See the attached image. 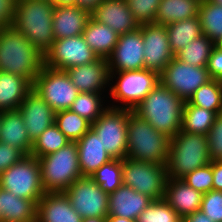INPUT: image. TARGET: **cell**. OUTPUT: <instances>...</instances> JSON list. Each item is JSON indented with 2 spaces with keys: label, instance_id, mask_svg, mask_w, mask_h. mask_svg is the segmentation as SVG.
Returning a JSON list of instances; mask_svg holds the SVG:
<instances>
[{
  "label": "cell",
  "instance_id": "obj_1",
  "mask_svg": "<svg viewBox=\"0 0 222 222\" xmlns=\"http://www.w3.org/2000/svg\"><path fill=\"white\" fill-rule=\"evenodd\" d=\"M44 66L42 54L13 26L0 29V71L25 78L33 85Z\"/></svg>",
  "mask_w": 222,
  "mask_h": 222
},
{
  "label": "cell",
  "instance_id": "obj_2",
  "mask_svg": "<svg viewBox=\"0 0 222 222\" xmlns=\"http://www.w3.org/2000/svg\"><path fill=\"white\" fill-rule=\"evenodd\" d=\"M184 103L160 82L133 111L172 138L181 130Z\"/></svg>",
  "mask_w": 222,
  "mask_h": 222
},
{
  "label": "cell",
  "instance_id": "obj_3",
  "mask_svg": "<svg viewBox=\"0 0 222 222\" xmlns=\"http://www.w3.org/2000/svg\"><path fill=\"white\" fill-rule=\"evenodd\" d=\"M54 5L48 0H17L12 26L42 53L51 47Z\"/></svg>",
  "mask_w": 222,
  "mask_h": 222
},
{
  "label": "cell",
  "instance_id": "obj_4",
  "mask_svg": "<svg viewBox=\"0 0 222 222\" xmlns=\"http://www.w3.org/2000/svg\"><path fill=\"white\" fill-rule=\"evenodd\" d=\"M170 137L131 111L127 125V155L134 160L167 164Z\"/></svg>",
  "mask_w": 222,
  "mask_h": 222
},
{
  "label": "cell",
  "instance_id": "obj_5",
  "mask_svg": "<svg viewBox=\"0 0 222 222\" xmlns=\"http://www.w3.org/2000/svg\"><path fill=\"white\" fill-rule=\"evenodd\" d=\"M210 163L207 135L180 130L170 138L167 178L181 179L193 170Z\"/></svg>",
  "mask_w": 222,
  "mask_h": 222
},
{
  "label": "cell",
  "instance_id": "obj_6",
  "mask_svg": "<svg viewBox=\"0 0 222 222\" xmlns=\"http://www.w3.org/2000/svg\"><path fill=\"white\" fill-rule=\"evenodd\" d=\"M38 162L45 192H65L75 180L82 177L76 142L38 158Z\"/></svg>",
  "mask_w": 222,
  "mask_h": 222
},
{
  "label": "cell",
  "instance_id": "obj_7",
  "mask_svg": "<svg viewBox=\"0 0 222 222\" xmlns=\"http://www.w3.org/2000/svg\"><path fill=\"white\" fill-rule=\"evenodd\" d=\"M116 75H118L116 77ZM115 78V79H113ZM115 80V81H113ZM110 81L115 84L109 86L110 97L120 105L111 108L134 110L141 101L161 82L158 72L146 68L140 70L110 72Z\"/></svg>",
  "mask_w": 222,
  "mask_h": 222
},
{
  "label": "cell",
  "instance_id": "obj_8",
  "mask_svg": "<svg viewBox=\"0 0 222 222\" xmlns=\"http://www.w3.org/2000/svg\"><path fill=\"white\" fill-rule=\"evenodd\" d=\"M0 187L17 197L36 203L46 193L41 180L38 158L25 155L0 174Z\"/></svg>",
  "mask_w": 222,
  "mask_h": 222
},
{
  "label": "cell",
  "instance_id": "obj_9",
  "mask_svg": "<svg viewBox=\"0 0 222 222\" xmlns=\"http://www.w3.org/2000/svg\"><path fill=\"white\" fill-rule=\"evenodd\" d=\"M166 165L126 157L122 160V184L153 200L165 197Z\"/></svg>",
  "mask_w": 222,
  "mask_h": 222
},
{
  "label": "cell",
  "instance_id": "obj_10",
  "mask_svg": "<svg viewBox=\"0 0 222 222\" xmlns=\"http://www.w3.org/2000/svg\"><path fill=\"white\" fill-rule=\"evenodd\" d=\"M32 89L55 111L68 110L79 91L65 70L43 66L35 77Z\"/></svg>",
  "mask_w": 222,
  "mask_h": 222
},
{
  "label": "cell",
  "instance_id": "obj_11",
  "mask_svg": "<svg viewBox=\"0 0 222 222\" xmlns=\"http://www.w3.org/2000/svg\"><path fill=\"white\" fill-rule=\"evenodd\" d=\"M132 110L111 108L99 116L91 129L112 158L124 159L127 155V125Z\"/></svg>",
  "mask_w": 222,
  "mask_h": 222
},
{
  "label": "cell",
  "instance_id": "obj_12",
  "mask_svg": "<svg viewBox=\"0 0 222 222\" xmlns=\"http://www.w3.org/2000/svg\"><path fill=\"white\" fill-rule=\"evenodd\" d=\"M206 67H197L181 62L174 57L160 74L161 83L180 97L188 101L195 91L210 81Z\"/></svg>",
  "mask_w": 222,
  "mask_h": 222
},
{
  "label": "cell",
  "instance_id": "obj_13",
  "mask_svg": "<svg viewBox=\"0 0 222 222\" xmlns=\"http://www.w3.org/2000/svg\"><path fill=\"white\" fill-rule=\"evenodd\" d=\"M98 55L85 42L81 35L55 39L44 54V66L67 70L98 60Z\"/></svg>",
  "mask_w": 222,
  "mask_h": 222
},
{
  "label": "cell",
  "instance_id": "obj_14",
  "mask_svg": "<svg viewBox=\"0 0 222 222\" xmlns=\"http://www.w3.org/2000/svg\"><path fill=\"white\" fill-rule=\"evenodd\" d=\"M65 194L70 199L73 209L82 218L108 216L109 194L103 191L91 177L82 176L75 180Z\"/></svg>",
  "mask_w": 222,
  "mask_h": 222
},
{
  "label": "cell",
  "instance_id": "obj_15",
  "mask_svg": "<svg viewBox=\"0 0 222 222\" xmlns=\"http://www.w3.org/2000/svg\"><path fill=\"white\" fill-rule=\"evenodd\" d=\"M144 44V68L161 74L175 57L172 53L166 25L156 23L140 25Z\"/></svg>",
  "mask_w": 222,
  "mask_h": 222
},
{
  "label": "cell",
  "instance_id": "obj_16",
  "mask_svg": "<svg viewBox=\"0 0 222 222\" xmlns=\"http://www.w3.org/2000/svg\"><path fill=\"white\" fill-rule=\"evenodd\" d=\"M107 61L110 72L144 69V44L141 29L119 35L118 42Z\"/></svg>",
  "mask_w": 222,
  "mask_h": 222
},
{
  "label": "cell",
  "instance_id": "obj_17",
  "mask_svg": "<svg viewBox=\"0 0 222 222\" xmlns=\"http://www.w3.org/2000/svg\"><path fill=\"white\" fill-rule=\"evenodd\" d=\"M18 110L32 142L45 129L55 124L56 112L33 89L27 93Z\"/></svg>",
  "mask_w": 222,
  "mask_h": 222
},
{
  "label": "cell",
  "instance_id": "obj_18",
  "mask_svg": "<svg viewBox=\"0 0 222 222\" xmlns=\"http://www.w3.org/2000/svg\"><path fill=\"white\" fill-rule=\"evenodd\" d=\"M66 72L79 92L102 93L107 85H112L108 61L105 58L68 68Z\"/></svg>",
  "mask_w": 222,
  "mask_h": 222
},
{
  "label": "cell",
  "instance_id": "obj_19",
  "mask_svg": "<svg viewBox=\"0 0 222 222\" xmlns=\"http://www.w3.org/2000/svg\"><path fill=\"white\" fill-rule=\"evenodd\" d=\"M91 17L108 25L118 35L135 31L139 24L135 21L126 0H103L92 12Z\"/></svg>",
  "mask_w": 222,
  "mask_h": 222
},
{
  "label": "cell",
  "instance_id": "obj_20",
  "mask_svg": "<svg viewBox=\"0 0 222 222\" xmlns=\"http://www.w3.org/2000/svg\"><path fill=\"white\" fill-rule=\"evenodd\" d=\"M65 192H46L37 203L36 222H81Z\"/></svg>",
  "mask_w": 222,
  "mask_h": 222
},
{
  "label": "cell",
  "instance_id": "obj_21",
  "mask_svg": "<svg viewBox=\"0 0 222 222\" xmlns=\"http://www.w3.org/2000/svg\"><path fill=\"white\" fill-rule=\"evenodd\" d=\"M153 201L149 196L121 185L109 194L108 215L137 220L139 214Z\"/></svg>",
  "mask_w": 222,
  "mask_h": 222
},
{
  "label": "cell",
  "instance_id": "obj_22",
  "mask_svg": "<svg viewBox=\"0 0 222 222\" xmlns=\"http://www.w3.org/2000/svg\"><path fill=\"white\" fill-rule=\"evenodd\" d=\"M90 17L89 11L76 5L55 7L52 19L54 39L81 35Z\"/></svg>",
  "mask_w": 222,
  "mask_h": 222
},
{
  "label": "cell",
  "instance_id": "obj_23",
  "mask_svg": "<svg viewBox=\"0 0 222 222\" xmlns=\"http://www.w3.org/2000/svg\"><path fill=\"white\" fill-rule=\"evenodd\" d=\"M203 194L182 179L167 178L164 200L184 218L201 208Z\"/></svg>",
  "mask_w": 222,
  "mask_h": 222
},
{
  "label": "cell",
  "instance_id": "obj_24",
  "mask_svg": "<svg viewBox=\"0 0 222 222\" xmlns=\"http://www.w3.org/2000/svg\"><path fill=\"white\" fill-rule=\"evenodd\" d=\"M76 144L82 176L91 177L103 164L113 159L103 147L100 137L91 128L76 141Z\"/></svg>",
  "mask_w": 222,
  "mask_h": 222
},
{
  "label": "cell",
  "instance_id": "obj_25",
  "mask_svg": "<svg viewBox=\"0 0 222 222\" xmlns=\"http://www.w3.org/2000/svg\"><path fill=\"white\" fill-rule=\"evenodd\" d=\"M0 141L19 149L24 155H30L33 142L28 137L19 110L1 112Z\"/></svg>",
  "mask_w": 222,
  "mask_h": 222
},
{
  "label": "cell",
  "instance_id": "obj_26",
  "mask_svg": "<svg viewBox=\"0 0 222 222\" xmlns=\"http://www.w3.org/2000/svg\"><path fill=\"white\" fill-rule=\"evenodd\" d=\"M0 211L4 222H36L37 203L0 187Z\"/></svg>",
  "mask_w": 222,
  "mask_h": 222
},
{
  "label": "cell",
  "instance_id": "obj_27",
  "mask_svg": "<svg viewBox=\"0 0 222 222\" xmlns=\"http://www.w3.org/2000/svg\"><path fill=\"white\" fill-rule=\"evenodd\" d=\"M31 89L25 78L0 71V112L18 110Z\"/></svg>",
  "mask_w": 222,
  "mask_h": 222
},
{
  "label": "cell",
  "instance_id": "obj_28",
  "mask_svg": "<svg viewBox=\"0 0 222 222\" xmlns=\"http://www.w3.org/2000/svg\"><path fill=\"white\" fill-rule=\"evenodd\" d=\"M82 36L98 57L105 59L112 54L119 38L112 28L95 21L92 17L88 20Z\"/></svg>",
  "mask_w": 222,
  "mask_h": 222
},
{
  "label": "cell",
  "instance_id": "obj_29",
  "mask_svg": "<svg viewBox=\"0 0 222 222\" xmlns=\"http://www.w3.org/2000/svg\"><path fill=\"white\" fill-rule=\"evenodd\" d=\"M197 0H161L154 23L167 25L198 16Z\"/></svg>",
  "mask_w": 222,
  "mask_h": 222
},
{
  "label": "cell",
  "instance_id": "obj_30",
  "mask_svg": "<svg viewBox=\"0 0 222 222\" xmlns=\"http://www.w3.org/2000/svg\"><path fill=\"white\" fill-rule=\"evenodd\" d=\"M169 46L174 55L186 47L193 39L203 34L198 16L166 25Z\"/></svg>",
  "mask_w": 222,
  "mask_h": 222
},
{
  "label": "cell",
  "instance_id": "obj_31",
  "mask_svg": "<svg viewBox=\"0 0 222 222\" xmlns=\"http://www.w3.org/2000/svg\"><path fill=\"white\" fill-rule=\"evenodd\" d=\"M216 115L214 111L191 105L186 101L183 106L181 130L207 135L214 124Z\"/></svg>",
  "mask_w": 222,
  "mask_h": 222
},
{
  "label": "cell",
  "instance_id": "obj_32",
  "mask_svg": "<svg viewBox=\"0 0 222 222\" xmlns=\"http://www.w3.org/2000/svg\"><path fill=\"white\" fill-rule=\"evenodd\" d=\"M214 47V41L202 34L196 39H193L186 47L178 52L175 57L181 62L192 66L207 67L208 59Z\"/></svg>",
  "mask_w": 222,
  "mask_h": 222
},
{
  "label": "cell",
  "instance_id": "obj_33",
  "mask_svg": "<svg viewBox=\"0 0 222 222\" xmlns=\"http://www.w3.org/2000/svg\"><path fill=\"white\" fill-rule=\"evenodd\" d=\"M188 102L216 114L222 113V81L211 79L201 85Z\"/></svg>",
  "mask_w": 222,
  "mask_h": 222
},
{
  "label": "cell",
  "instance_id": "obj_34",
  "mask_svg": "<svg viewBox=\"0 0 222 222\" xmlns=\"http://www.w3.org/2000/svg\"><path fill=\"white\" fill-rule=\"evenodd\" d=\"M101 95L102 93L79 92L70 110L92 124L109 107H104L105 102Z\"/></svg>",
  "mask_w": 222,
  "mask_h": 222
},
{
  "label": "cell",
  "instance_id": "obj_35",
  "mask_svg": "<svg viewBox=\"0 0 222 222\" xmlns=\"http://www.w3.org/2000/svg\"><path fill=\"white\" fill-rule=\"evenodd\" d=\"M71 141L54 124L45 129L34 141L30 155L40 158L66 146Z\"/></svg>",
  "mask_w": 222,
  "mask_h": 222
},
{
  "label": "cell",
  "instance_id": "obj_36",
  "mask_svg": "<svg viewBox=\"0 0 222 222\" xmlns=\"http://www.w3.org/2000/svg\"><path fill=\"white\" fill-rule=\"evenodd\" d=\"M55 125L71 142L79 140L91 128L89 121L70 109L56 112Z\"/></svg>",
  "mask_w": 222,
  "mask_h": 222
},
{
  "label": "cell",
  "instance_id": "obj_37",
  "mask_svg": "<svg viewBox=\"0 0 222 222\" xmlns=\"http://www.w3.org/2000/svg\"><path fill=\"white\" fill-rule=\"evenodd\" d=\"M198 17L204 35L212 41L222 36V6L211 3L209 0L201 2Z\"/></svg>",
  "mask_w": 222,
  "mask_h": 222
},
{
  "label": "cell",
  "instance_id": "obj_38",
  "mask_svg": "<svg viewBox=\"0 0 222 222\" xmlns=\"http://www.w3.org/2000/svg\"><path fill=\"white\" fill-rule=\"evenodd\" d=\"M91 178L107 194L113 193L122 185V159L113 158L103 164Z\"/></svg>",
  "mask_w": 222,
  "mask_h": 222
},
{
  "label": "cell",
  "instance_id": "obj_39",
  "mask_svg": "<svg viewBox=\"0 0 222 222\" xmlns=\"http://www.w3.org/2000/svg\"><path fill=\"white\" fill-rule=\"evenodd\" d=\"M137 222H182L178 213L164 200H153L138 216Z\"/></svg>",
  "mask_w": 222,
  "mask_h": 222
},
{
  "label": "cell",
  "instance_id": "obj_40",
  "mask_svg": "<svg viewBox=\"0 0 222 222\" xmlns=\"http://www.w3.org/2000/svg\"><path fill=\"white\" fill-rule=\"evenodd\" d=\"M135 21L140 25L154 23L161 0H126Z\"/></svg>",
  "mask_w": 222,
  "mask_h": 222
},
{
  "label": "cell",
  "instance_id": "obj_41",
  "mask_svg": "<svg viewBox=\"0 0 222 222\" xmlns=\"http://www.w3.org/2000/svg\"><path fill=\"white\" fill-rule=\"evenodd\" d=\"M187 185L194 188L196 191L205 194L213 190V172L212 161L210 164L197 168L181 178Z\"/></svg>",
  "mask_w": 222,
  "mask_h": 222
},
{
  "label": "cell",
  "instance_id": "obj_42",
  "mask_svg": "<svg viewBox=\"0 0 222 222\" xmlns=\"http://www.w3.org/2000/svg\"><path fill=\"white\" fill-rule=\"evenodd\" d=\"M200 210L214 222H222V191L203 194Z\"/></svg>",
  "mask_w": 222,
  "mask_h": 222
},
{
  "label": "cell",
  "instance_id": "obj_43",
  "mask_svg": "<svg viewBox=\"0 0 222 222\" xmlns=\"http://www.w3.org/2000/svg\"><path fill=\"white\" fill-rule=\"evenodd\" d=\"M211 161H222V113L217 114L207 134Z\"/></svg>",
  "mask_w": 222,
  "mask_h": 222
},
{
  "label": "cell",
  "instance_id": "obj_44",
  "mask_svg": "<svg viewBox=\"0 0 222 222\" xmlns=\"http://www.w3.org/2000/svg\"><path fill=\"white\" fill-rule=\"evenodd\" d=\"M24 156L19 149L0 141V174Z\"/></svg>",
  "mask_w": 222,
  "mask_h": 222
},
{
  "label": "cell",
  "instance_id": "obj_45",
  "mask_svg": "<svg viewBox=\"0 0 222 222\" xmlns=\"http://www.w3.org/2000/svg\"><path fill=\"white\" fill-rule=\"evenodd\" d=\"M206 68L211 79L222 81V50L212 49Z\"/></svg>",
  "mask_w": 222,
  "mask_h": 222
},
{
  "label": "cell",
  "instance_id": "obj_46",
  "mask_svg": "<svg viewBox=\"0 0 222 222\" xmlns=\"http://www.w3.org/2000/svg\"><path fill=\"white\" fill-rule=\"evenodd\" d=\"M17 0H0V29L10 27L16 12Z\"/></svg>",
  "mask_w": 222,
  "mask_h": 222
},
{
  "label": "cell",
  "instance_id": "obj_47",
  "mask_svg": "<svg viewBox=\"0 0 222 222\" xmlns=\"http://www.w3.org/2000/svg\"><path fill=\"white\" fill-rule=\"evenodd\" d=\"M213 190L222 191V161H212Z\"/></svg>",
  "mask_w": 222,
  "mask_h": 222
},
{
  "label": "cell",
  "instance_id": "obj_48",
  "mask_svg": "<svg viewBox=\"0 0 222 222\" xmlns=\"http://www.w3.org/2000/svg\"><path fill=\"white\" fill-rule=\"evenodd\" d=\"M182 222H214L207 217L201 210L182 218Z\"/></svg>",
  "mask_w": 222,
  "mask_h": 222
},
{
  "label": "cell",
  "instance_id": "obj_49",
  "mask_svg": "<svg viewBox=\"0 0 222 222\" xmlns=\"http://www.w3.org/2000/svg\"><path fill=\"white\" fill-rule=\"evenodd\" d=\"M102 1L103 0H76V6L91 13Z\"/></svg>",
  "mask_w": 222,
  "mask_h": 222
},
{
  "label": "cell",
  "instance_id": "obj_50",
  "mask_svg": "<svg viewBox=\"0 0 222 222\" xmlns=\"http://www.w3.org/2000/svg\"><path fill=\"white\" fill-rule=\"evenodd\" d=\"M105 222H137V220H132V219L114 216V215H108L105 218Z\"/></svg>",
  "mask_w": 222,
  "mask_h": 222
},
{
  "label": "cell",
  "instance_id": "obj_51",
  "mask_svg": "<svg viewBox=\"0 0 222 222\" xmlns=\"http://www.w3.org/2000/svg\"><path fill=\"white\" fill-rule=\"evenodd\" d=\"M54 7L76 5V0H50Z\"/></svg>",
  "mask_w": 222,
  "mask_h": 222
},
{
  "label": "cell",
  "instance_id": "obj_52",
  "mask_svg": "<svg viewBox=\"0 0 222 222\" xmlns=\"http://www.w3.org/2000/svg\"><path fill=\"white\" fill-rule=\"evenodd\" d=\"M81 222H105V218L87 217V218H82Z\"/></svg>",
  "mask_w": 222,
  "mask_h": 222
},
{
  "label": "cell",
  "instance_id": "obj_53",
  "mask_svg": "<svg viewBox=\"0 0 222 222\" xmlns=\"http://www.w3.org/2000/svg\"><path fill=\"white\" fill-rule=\"evenodd\" d=\"M214 45L217 49L222 50V36L214 41Z\"/></svg>",
  "mask_w": 222,
  "mask_h": 222
},
{
  "label": "cell",
  "instance_id": "obj_54",
  "mask_svg": "<svg viewBox=\"0 0 222 222\" xmlns=\"http://www.w3.org/2000/svg\"><path fill=\"white\" fill-rule=\"evenodd\" d=\"M211 3L222 6V0H209Z\"/></svg>",
  "mask_w": 222,
  "mask_h": 222
},
{
  "label": "cell",
  "instance_id": "obj_55",
  "mask_svg": "<svg viewBox=\"0 0 222 222\" xmlns=\"http://www.w3.org/2000/svg\"><path fill=\"white\" fill-rule=\"evenodd\" d=\"M199 3H201V2H206V1H208V0H197Z\"/></svg>",
  "mask_w": 222,
  "mask_h": 222
},
{
  "label": "cell",
  "instance_id": "obj_56",
  "mask_svg": "<svg viewBox=\"0 0 222 222\" xmlns=\"http://www.w3.org/2000/svg\"><path fill=\"white\" fill-rule=\"evenodd\" d=\"M0 222H2L1 211H0Z\"/></svg>",
  "mask_w": 222,
  "mask_h": 222
}]
</instances>
